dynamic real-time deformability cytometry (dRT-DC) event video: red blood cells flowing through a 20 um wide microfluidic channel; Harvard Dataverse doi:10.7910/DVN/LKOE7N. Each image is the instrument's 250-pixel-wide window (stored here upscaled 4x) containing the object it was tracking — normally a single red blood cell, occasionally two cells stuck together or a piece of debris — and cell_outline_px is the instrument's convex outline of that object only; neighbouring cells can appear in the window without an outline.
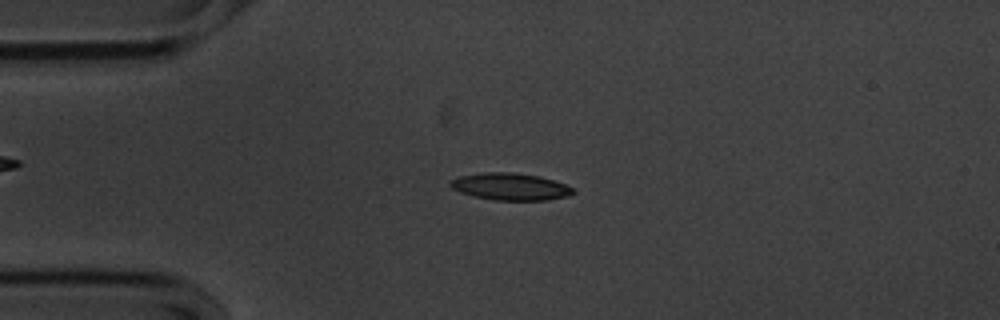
{"species": "common noctule bat (a hibernating species)", "species_latin": "Nyctalus noctula", "temperature_condition": "cold", "stored_images_in_passage": 55, "camera_frame_rate_fps": 3000, "um_per_image_px": 0.085, "animal": {"sex": "male", "body_mass_g": 20.1, "forearm_length_mm": 53.5}, "frame": {"image": 1, "passage_image": 12, "time_ms": 3.667, "image_size_px": [1000, 320], "cell_outline_px": [[576, 192], [568, 196], [548, 200], [496, 200], [472, 196], [460, 192], [452, 188], [448, 184], [452, 180], [460, 176], [488, 172], [512, 172], [540, 176], [576, 188]], "centroid_in_image_um": [43.41, 15.87], "position_along_channel_um": 41.6, "area_um2": 19.36}}
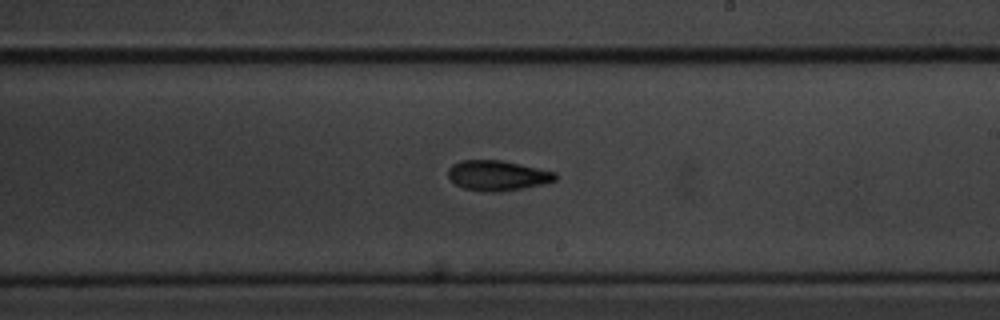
{"frame": {"image": 2, "passage_image": 31, "time_ms": 10.0, "image_size_px": [1000, 320], "cell_outline_px": [[556, 180], [524, 188], [496, 192], [488, 192], [464, 188], [456, 184], [448, 176], [448, 168], [452, 164], [460, 160], [500, 160], [556, 172]], "centroid_in_image_um": [42.25, 14.91], "position_along_channel_um": 246.7, "area_um2": 18.61}}
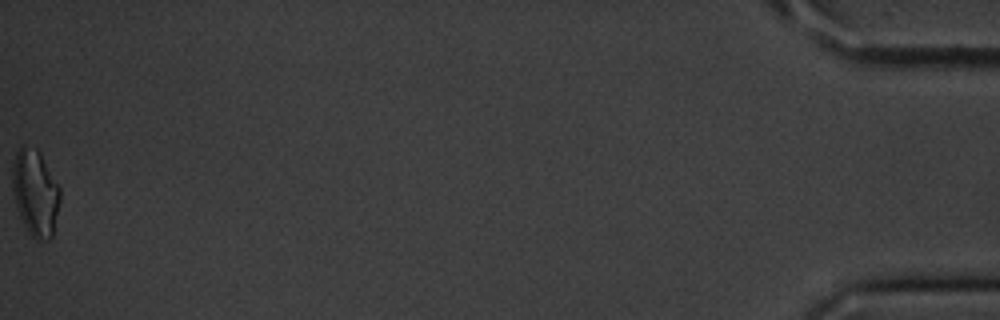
{"frame": {"image": 3, "passage_image": 55, "time_ms": 18.0, "image_size_px": [1000, 320], "cell_outline_px": [[60, 200], [52, 236], [48, 240], [40, 244], [28, 232], [20, 216], [12, 192], [12, 164], [16, 152], [24, 144], [36, 148], [40, 152], [60, 188]], "centroid_in_image_um": [2.99, 16.39], "position_along_channel_um": 432.2, "area_um2": 24.16}, "authors_computed_cell_mechanics": {"area_um2": 18.6116, "velocity_mm_per_s": 3.5671, "shape_relaxation_time_tau1_ms": 3.565, "shape_relaxation_time_tau2_ms": 4.081, "deformation_change_tau1": 0.1378, "deformation_change_tau2": 0.1072}}